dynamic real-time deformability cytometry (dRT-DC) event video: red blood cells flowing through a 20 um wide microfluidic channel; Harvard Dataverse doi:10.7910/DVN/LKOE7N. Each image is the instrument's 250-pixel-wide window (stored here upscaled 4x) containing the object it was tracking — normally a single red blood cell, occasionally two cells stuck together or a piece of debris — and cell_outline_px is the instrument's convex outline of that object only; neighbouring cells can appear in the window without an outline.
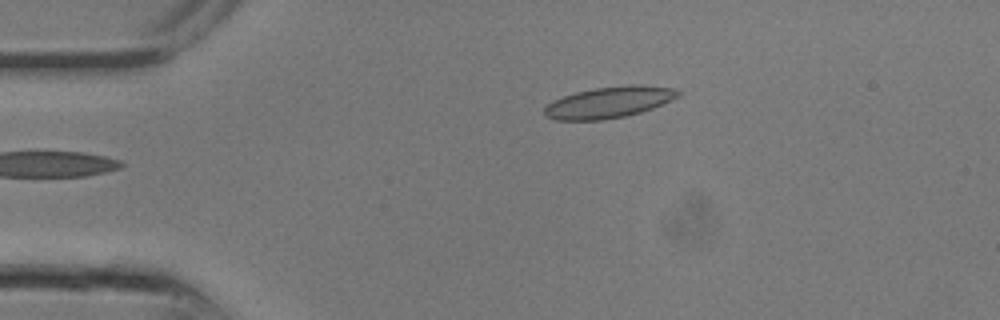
{"species": "common noctule bat (a hibernating species)", "species_latin": "Nyctalus noctula", "temperature_condition": "room temperature", "stored_images_in_passage": 9, "camera_frame_rate_fps": 3000, "um_per_image_px": 0.085, "animal": {"sex": "male", "body_mass_g": 13.3}, "frame": {"image": 1, "passage_image": 9, "time_ms": 2.667, "image_size_px": [1000, 320], "cell_outline_px": [[680, 96], [672, 100], [652, 108], [640, 112], [624, 116], [604, 120], [556, 120], [544, 116], [544, 108], [552, 100], [576, 92], [596, 88], [628, 84], [644, 84], [676, 88], [680, 92]], "centroid_in_image_um": [51.79, 8.68], "position_along_channel_um": 33.2, "area_um2": 24.57}}